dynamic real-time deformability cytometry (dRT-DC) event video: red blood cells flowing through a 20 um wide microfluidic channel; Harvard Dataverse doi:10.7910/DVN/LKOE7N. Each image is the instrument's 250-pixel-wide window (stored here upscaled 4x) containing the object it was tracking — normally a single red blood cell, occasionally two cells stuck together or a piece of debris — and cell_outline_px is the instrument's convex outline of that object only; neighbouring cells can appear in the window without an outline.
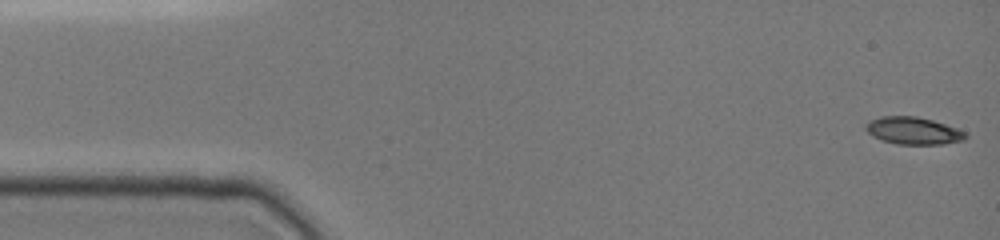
{"species": "common noctule bat (a hibernating species)", "species_latin": "Nyctalus noctula", "temperature_condition": "cold", "stored_images_in_passage": 12, "camera_frame_rate_fps": 3000, "um_per_image_px": 0.085, "animal": {"sex": "female", "body_mass_g": 19.0, "forearm_length_mm": 51.5}, "frame": {"image": 1, "passage_image": 1, "time_ms": 0.0, "image_size_px": [1000, 240], "cell_outline_px": [[968, 136], [964, 140], [944, 144], [896, 144], [872, 136], [864, 128], [868, 120], [880, 116], [916, 116], [932, 120], [968, 132]], "centroid_in_image_um": [77.63, 11.11], "position_along_channel_um": 7.4, "area_um2": 15.95}}
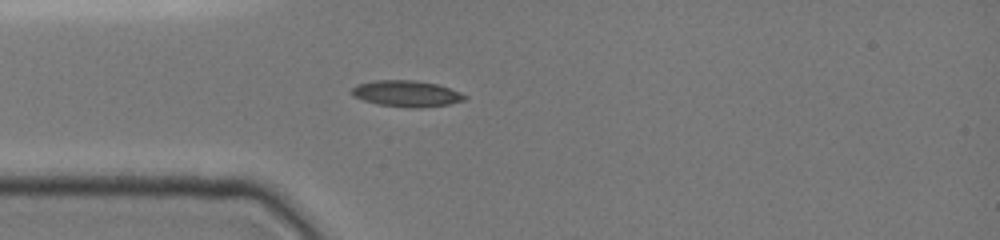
{"frame": {"image": 2, "passage_image": 11, "time_ms": 4.0, "image_size_px": [1000, 240], "cell_outline_px": [[468, 96], [464, 100], [448, 104], [420, 108], [412, 108], [380, 104], [364, 100], [352, 96], [352, 88], [356, 84], [372, 80], [412, 80], [436, 84], [460, 92]], "centroid_in_image_um": [34.53, 7.95], "position_along_channel_um": 50.5, "area_um2": 17.11}}